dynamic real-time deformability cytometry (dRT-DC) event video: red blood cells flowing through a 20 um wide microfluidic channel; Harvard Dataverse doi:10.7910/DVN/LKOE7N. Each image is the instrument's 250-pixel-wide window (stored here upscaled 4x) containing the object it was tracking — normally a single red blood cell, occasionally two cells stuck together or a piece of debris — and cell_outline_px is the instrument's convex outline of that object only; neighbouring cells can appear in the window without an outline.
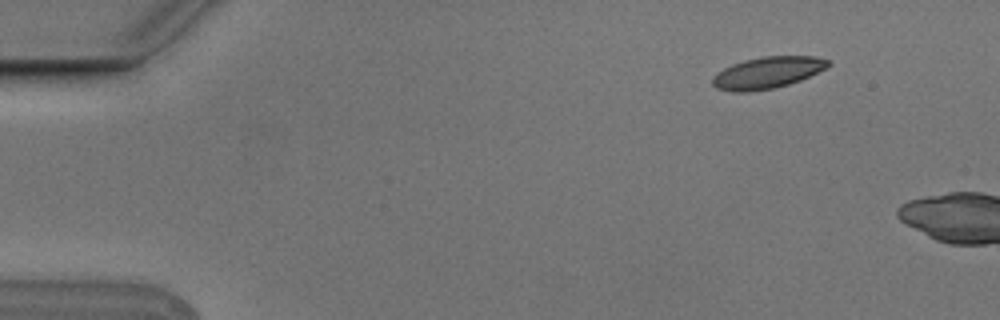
{"species": "Egyptian fruit bat (a non-hibernating species)", "species_latin": "Rousettus aegyptiacus", "temperature_condition": "cold", "stored_images_in_passage": 2, "camera_frame_rate_fps": 3000, "um_per_image_px": 0.085, "animal": {"sex": "male"}, "frame": {"image": 1, "passage_image": 1, "time_ms": 0.0, "image_size_px": [1000, 320], "cell_outline_px": [[832, 64], [828, 68], [800, 80], [788, 84], [772, 88], [748, 92], [732, 92], [716, 88], [712, 84], [712, 80], [716, 72], [732, 64], [744, 60], [764, 56], [816, 56], [828, 60]], "centroid_in_image_um": [65.24, 6.17], "position_along_channel_um": 19.8, "area_um2": 21.39}}